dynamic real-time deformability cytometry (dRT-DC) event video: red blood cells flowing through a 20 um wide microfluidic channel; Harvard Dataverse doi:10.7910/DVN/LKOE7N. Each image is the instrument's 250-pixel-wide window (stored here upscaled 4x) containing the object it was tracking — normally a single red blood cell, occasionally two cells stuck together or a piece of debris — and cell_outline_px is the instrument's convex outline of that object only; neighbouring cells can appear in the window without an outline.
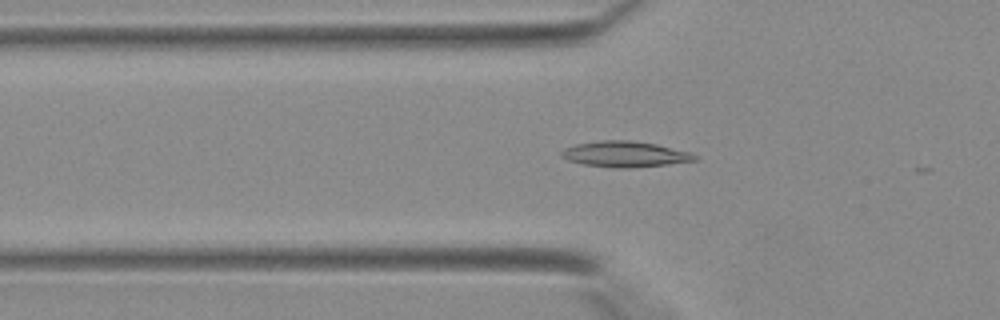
{"species": "Egyptian fruit bat (a non-hibernating species)", "species_latin": "Rousettus aegyptiacus", "temperature_condition": "warm", "stored_images_in_passage": 30, "camera_frame_rate_fps": 3000, "um_per_image_px": 0.085, "animal": {"sex": "female"}, "frame": {"image": 1, "passage_image": 11, "time_ms": 3.333, "image_size_px": [1000, 320], "cell_outline_px": [[700, 160], [668, 164], [628, 168], [616, 168], [580, 164], [568, 160], [560, 156], [560, 152], [564, 148], [576, 144], [600, 140], [628, 140], [656, 144], [692, 152], [700, 156]], "centroid_in_image_um": [53.15, 13.11], "position_along_channel_um": 72.6, "area_um2": 20.29}}
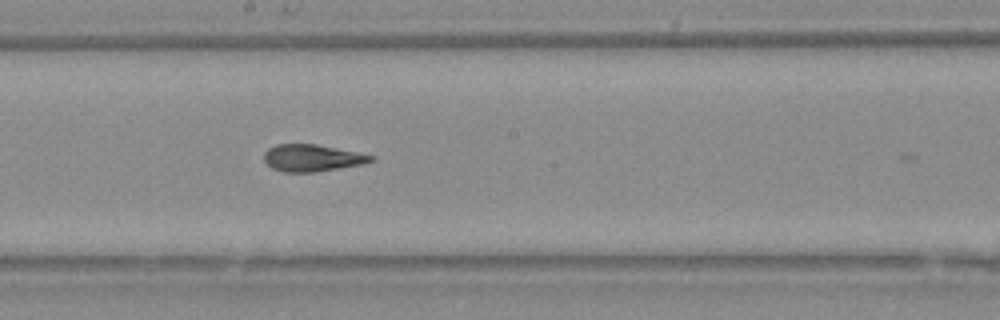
{"frame": {"image": 2, "passage_image": 20, "time_ms": 6.333, "image_size_px": [1000, 320], "cell_outline_px": [[372, 160], [364, 164], [316, 172], [284, 172], [272, 168], [264, 160], [264, 152], [268, 148], [276, 144], [316, 144], [356, 152], [372, 156]], "centroid_in_image_um": [26.48, 13.43], "position_along_channel_um": 221.7, "area_um2": 16.65}}
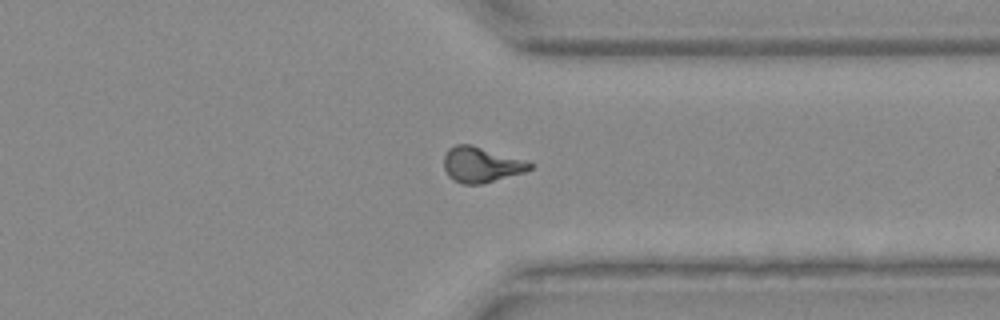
{"frame": {"image": 3, "passage_image": 29, "time_ms": 9.333, "image_size_px": [1000, 320], "cell_outline_px": [[536, 164], [532, 168], [524, 172], [480, 184], [464, 184], [452, 180], [448, 176], [444, 168], [444, 156], [448, 148], [456, 144], [472, 144], [524, 160]], "centroid_in_image_um": [40.88, 13.98], "position_along_channel_um": 370.5, "area_um2": 17.74}}